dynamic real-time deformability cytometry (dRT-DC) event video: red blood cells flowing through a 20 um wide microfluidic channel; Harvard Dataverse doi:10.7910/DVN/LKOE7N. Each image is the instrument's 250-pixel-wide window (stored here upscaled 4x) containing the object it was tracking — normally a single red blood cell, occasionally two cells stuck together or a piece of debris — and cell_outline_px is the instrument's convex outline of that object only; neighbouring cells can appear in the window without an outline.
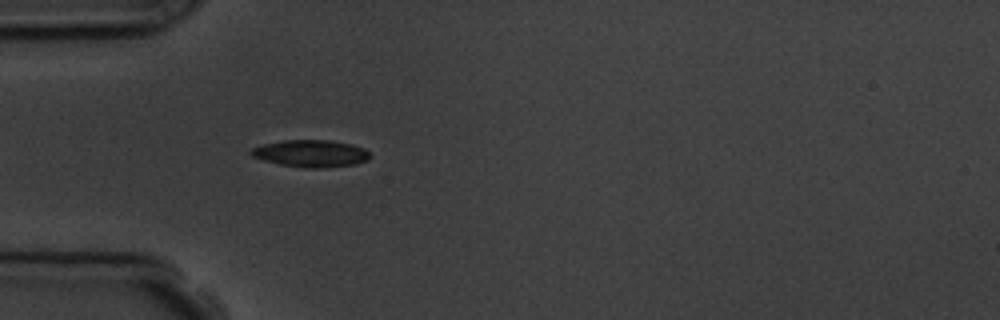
{"species": "common noctule bat (a hibernating species)", "species_latin": "Nyctalus noctula", "temperature_condition": "room temperature", "stored_images_in_passage": 4, "camera_frame_rate_fps": 3000, "um_per_image_px": 0.085, "animal": {"sex": "male", "body_mass_g": 19.5, "forearm_length_mm": 54.6}, "frame": {"image": 1, "passage_image": 4, "time_ms": 3.333, "image_size_px": [1000, 320], "cell_outline_px": [[372, 156], [368, 160], [356, 164], [320, 168], [304, 168], [280, 164], [264, 160], [252, 156], [248, 152], [252, 148], [264, 144], [284, 140], [328, 140], [352, 144], [364, 148]], "centroid_in_image_um": [26.44, 13.04], "position_along_channel_um": 58.6, "area_um2": 18.79}}